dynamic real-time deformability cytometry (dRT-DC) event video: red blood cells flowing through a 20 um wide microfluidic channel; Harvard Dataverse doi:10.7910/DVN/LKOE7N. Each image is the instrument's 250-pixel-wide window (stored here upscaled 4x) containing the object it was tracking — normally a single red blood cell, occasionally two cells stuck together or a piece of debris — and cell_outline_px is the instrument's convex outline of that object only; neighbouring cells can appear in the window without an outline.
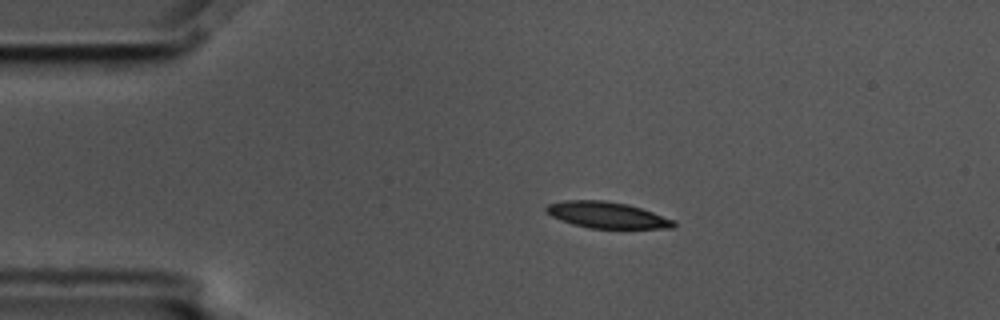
{"species": "common noctule bat (a hibernating species)", "species_latin": "Nyctalus noctula", "temperature_condition": "cold", "stored_images_in_passage": 4, "camera_frame_rate_fps": 3000, "um_per_image_px": 0.085, "animal": {"sex": "male", "body_mass_g": 17.5, "forearm_length_mm": 52.3}, "frame": {"image": 1, "passage_image": 1, "time_ms": 0.0, "image_size_px": [1000, 320], "cell_outline_px": [[676, 224], [672, 228], [588, 228], [572, 224], [560, 220], [544, 212], [544, 208], [548, 204], [564, 200], [604, 200], [628, 204], [676, 220]], "centroid_in_image_um": [51.56, 18.27], "position_along_channel_um": 33.4, "area_um2": 19.59}}
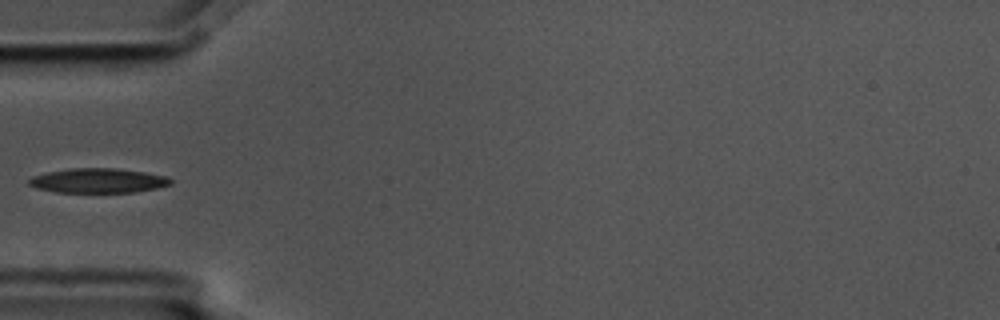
{"frame": {"image": 2, "passage_image": 3, "time_ms": 0.667, "image_size_px": [1000, 320], "cell_outline_px": [[172, 184], [156, 188], [136, 192], [56, 192], [36, 188], [28, 184], [28, 180], [32, 176], [48, 172], [68, 168], [116, 168], [144, 172], [168, 176], [172, 180]], "centroid_in_image_um": [8.34, 15.35], "position_along_channel_um": 76.7, "area_um2": 20.35}}